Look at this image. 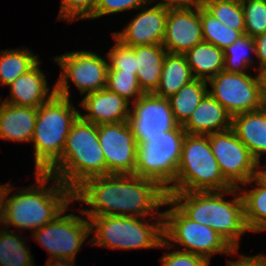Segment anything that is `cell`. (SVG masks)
Instances as JSON below:
<instances>
[{"label": "cell", "mask_w": 266, "mask_h": 266, "mask_svg": "<svg viewBox=\"0 0 266 266\" xmlns=\"http://www.w3.org/2000/svg\"><path fill=\"white\" fill-rule=\"evenodd\" d=\"M160 260L161 266H209L210 264V261L202 256L176 248L172 252H165Z\"/></svg>", "instance_id": "obj_38"}, {"label": "cell", "mask_w": 266, "mask_h": 266, "mask_svg": "<svg viewBox=\"0 0 266 266\" xmlns=\"http://www.w3.org/2000/svg\"><path fill=\"white\" fill-rule=\"evenodd\" d=\"M68 208L32 234L34 240L51 255L48 259L76 260L77 252L91 234L89 219L74 213L66 214Z\"/></svg>", "instance_id": "obj_12"}, {"label": "cell", "mask_w": 266, "mask_h": 266, "mask_svg": "<svg viewBox=\"0 0 266 266\" xmlns=\"http://www.w3.org/2000/svg\"><path fill=\"white\" fill-rule=\"evenodd\" d=\"M76 260L48 259L45 266H76Z\"/></svg>", "instance_id": "obj_43"}, {"label": "cell", "mask_w": 266, "mask_h": 266, "mask_svg": "<svg viewBox=\"0 0 266 266\" xmlns=\"http://www.w3.org/2000/svg\"><path fill=\"white\" fill-rule=\"evenodd\" d=\"M166 198V191L155 181L134 174L93 177L73 191V201L92 208L79 210L88 219L109 215L139 218L149 215L151 219H163L159 208L163 207Z\"/></svg>", "instance_id": "obj_1"}, {"label": "cell", "mask_w": 266, "mask_h": 266, "mask_svg": "<svg viewBox=\"0 0 266 266\" xmlns=\"http://www.w3.org/2000/svg\"><path fill=\"white\" fill-rule=\"evenodd\" d=\"M115 45L107 52L108 70H122V72L136 73L135 47L122 44L114 36Z\"/></svg>", "instance_id": "obj_35"}, {"label": "cell", "mask_w": 266, "mask_h": 266, "mask_svg": "<svg viewBox=\"0 0 266 266\" xmlns=\"http://www.w3.org/2000/svg\"><path fill=\"white\" fill-rule=\"evenodd\" d=\"M203 41L200 5L168 7L162 46L171 54H185Z\"/></svg>", "instance_id": "obj_16"}, {"label": "cell", "mask_w": 266, "mask_h": 266, "mask_svg": "<svg viewBox=\"0 0 266 266\" xmlns=\"http://www.w3.org/2000/svg\"><path fill=\"white\" fill-rule=\"evenodd\" d=\"M208 83L203 79H193L169 98L175 121L183 125L208 93Z\"/></svg>", "instance_id": "obj_27"}, {"label": "cell", "mask_w": 266, "mask_h": 266, "mask_svg": "<svg viewBox=\"0 0 266 266\" xmlns=\"http://www.w3.org/2000/svg\"><path fill=\"white\" fill-rule=\"evenodd\" d=\"M256 183L255 186L252 185ZM251 184V190L247 189ZM246 187L245 191L244 188ZM244 201L245 222L250 232L266 230V180L259 174L239 186Z\"/></svg>", "instance_id": "obj_24"}, {"label": "cell", "mask_w": 266, "mask_h": 266, "mask_svg": "<svg viewBox=\"0 0 266 266\" xmlns=\"http://www.w3.org/2000/svg\"><path fill=\"white\" fill-rule=\"evenodd\" d=\"M259 174L266 180V165L260 164V171Z\"/></svg>", "instance_id": "obj_45"}, {"label": "cell", "mask_w": 266, "mask_h": 266, "mask_svg": "<svg viewBox=\"0 0 266 266\" xmlns=\"http://www.w3.org/2000/svg\"><path fill=\"white\" fill-rule=\"evenodd\" d=\"M137 143L144 141V136L164 135L175 129V121L168 98H161L153 93L143 94L130 105L127 120Z\"/></svg>", "instance_id": "obj_14"}, {"label": "cell", "mask_w": 266, "mask_h": 266, "mask_svg": "<svg viewBox=\"0 0 266 266\" xmlns=\"http://www.w3.org/2000/svg\"><path fill=\"white\" fill-rule=\"evenodd\" d=\"M97 0H61L57 20L74 22L88 19L94 11Z\"/></svg>", "instance_id": "obj_36"}, {"label": "cell", "mask_w": 266, "mask_h": 266, "mask_svg": "<svg viewBox=\"0 0 266 266\" xmlns=\"http://www.w3.org/2000/svg\"><path fill=\"white\" fill-rule=\"evenodd\" d=\"M208 136L221 173L233 187L239 188L252 177L259 175V162L237 138L232 128Z\"/></svg>", "instance_id": "obj_13"}, {"label": "cell", "mask_w": 266, "mask_h": 266, "mask_svg": "<svg viewBox=\"0 0 266 266\" xmlns=\"http://www.w3.org/2000/svg\"><path fill=\"white\" fill-rule=\"evenodd\" d=\"M194 78L208 81L224 70V50L202 41L185 54Z\"/></svg>", "instance_id": "obj_26"}, {"label": "cell", "mask_w": 266, "mask_h": 266, "mask_svg": "<svg viewBox=\"0 0 266 266\" xmlns=\"http://www.w3.org/2000/svg\"><path fill=\"white\" fill-rule=\"evenodd\" d=\"M130 102L107 88L88 93L82 98L80 117L96 125L125 122L130 113Z\"/></svg>", "instance_id": "obj_18"}, {"label": "cell", "mask_w": 266, "mask_h": 266, "mask_svg": "<svg viewBox=\"0 0 266 266\" xmlns=\"http://www.w3.org/2000/svg\"><path fill=\"white\" fill-rule=\"evenodd\" d=\"M39 61L28 72L21 74L8 87L10 96L3 102L16 106L38 108L48 102L55 94V85L50 91L46 76L39 67Z\"/></svg>", "instance_id": "obj_19"}, {"label": "cell", "mask_w": 266, "mask_h": 266, "mask_svg": "<svg viewBox=\"0 0 266 266\" xmlns=\"http://www.w3.org/2000/svg\"><path fill=\"white\" fill-rule=\"evenodd\" d=\"M232 127V116L209 93L205 95L189 119L182 125L188 134L208 135Z\"/></svg>", "instance_id": "obj_20"}, {"label": "cell", "mask_w": 266, "mask_h": 266, "mask_svg": "<svg viewBox=\"0 0 266 266\" xmlns=\"http://www.w3.org/2000/svg\"><path fill=\"white\" fill-rule=\"evenodd\" d=\"M70 98L54 95L37 108L31 142L34 147L33 172H47L62 156L67 136L80 112Z\"/></svg>", "instance_id": "obj_5"}, {"label": "cell", "mask_w": 266, "mask_h": 266, "mask_svg": "<svg viewBox=\"0 0 266 266\" xmlns=\"http://www.w3.org/2000/svg\"><path fill=\"white\" fill-rule=\"evenodd\" d=\"M89 223L90 232H94L88 241L91 245L132 250L160 248L164 240L163 219L150 223L146 218L109 215L91 217Z\"/></svg>", "instance_id": "obj_7"}, {"label": "cell", "mask_w": 266, "mask_h": 266, "mask_svg": "<svg viewBox=\"0 0 266 266\" xmlns=\"http://www.w3.org/2000/svg\"><path fill=\"white\" fill-rule=\"evenodd\" d=\"M32 51L15 48L0 51V85L9 86L21 74L28 72L39 62Z\"/></svg>", "instance_id": "obj_28"}, {"label": "cell", "mask_w": 266, "mask_h": 266, "mask_svg": "<svg viewBox=\"0 0 266 266\" xmlns=\"http://www.w3.org/2000/svg\"><path fill=\"white\" fill-rule=\"evenodd\" d=\"M37 119V108L16 106L0 100V139L31 142Z\"/></svg>", "instance_id": "obj_21"}, {"label": "cell", "mask_w": 266, "mask_h": 266, "mask_svg": "<svg viewBox=\"0 0 266 266\" xmlns=\"http://www.w3.org/2000/svg\"><path fill=\"white\" fill-rule=\"evenodd\" d=\"M186 136L182 125L137 143L134 175L155 181L166 192L173 186Z\"/></svg>", "instance_id": "obj_9"}, {"label": "cell", "mask_w": 266, "mask_h": 266, "mask_svg": "<svg viewBox=\"0 0 266 266\" xmlns=\"http://www.w3.org/2000/svg\"><path fill=\"white\" fill-rule=\"evenodd\" d=\"M245 34L256 37L266 32V0H241Z\"/></svg>", "instance_id": "obj_34"}, {"label": "cell", "mask_w": 266, "mask_h": 266, "mask_svg": "<svg viewBox=\"0 0 266 266\" xmlns=\"http://www.w3.org/2000/svg\"><path fill=\"white\" fill-rule=\"evenodd\" d=\"M232 187L221 173L209 136L186 133L177 176L167 192L222 191Z\"/></svg>", "instance_id": "obj_6"}, {"label": "cell", "mask_w": 266, "mask_h": 266, "mask_svg": "<svg viewBox=\"0 0 266 266\" xmlns=\"http://www.w3.org/2000/svg\"><path fill=\"white\" fill-rule=\"evenodd\" d=\"M106 88L131 103L144 94L138 84L136 73L122 70H108Z\"/></svg>", "instance_id": "obj_33"}, {"label": "cell", "mask_w": 266, "mask_h": 266, "mask_svg": "<svg viewBox=\"0 0 266 266\" xmlns=\"http://www.w3.org/2000/svg\"><path fill=\"white\" fill-rule=\"evenodd\" d=\"M259 76L261 80V87H262V92L264 94V97L266 99V65L262 67L259 71Z\"/></svg>", "instance_id": "obj_44"}, {"label": "cell", "mask_w": 266, "mask_h": 266, "mask_svg": "<svg viewBox=\"0 0 266 266\" xmlns=\"http://www.w3.org/2000/svg\"><path fill=\"white\" fill-rule=\"evenodd\" d=\"M34 175L35 185L17 190L11 197L8 196L14 186L5 184L6 229L12 226L33 233L52 222L69 204L75 202L73 192L52 174L34 172ZM49 181L53 186L48 185Z\"/></svg>", "instance_id": "obj_2"}, {"label": "cell", "mask_w": 266, "mask_h": 266, "mask_svg": "<svg viewBox=\"0 0 266 266\" xmlns=\"http://www.w3.org/2000/svg\"><path fill=\"white\" fill-rule=\"evenodd\" d=\"M226 266H266V254H257L254 256H246L240 254L238 260H227Z\"/></svg>", "instance_id": "obj_39"}, {"label": "cell", "mask_w": 266, "mask_h": 266, "mask_svg": "<svg viewBox=\"0 0 266 266\" xmlns=\"http://www.w3.org/2000/svg\"><path fill=\"white\" fill-rule=\"evenodd\" d=\"M149 0H97L93 14L88 19H97L109 14L122 13L128 10H137Z\"/></svg>", "instance_id": "obj_37"}, {"label": "cell", "mask_w": 266, "mask_h": 266, "mask_svg": "<svg viewBox=\"0 0 266 266\" xmlns=\"http://www.w3.org/2000/svg\"><path fill=\"white\" fill-rule=\"evenodd\" d=\"M194 78L184 54L167 53L163 62L159 85L153 93L161 98H170Z\"/></svg>", "instance_id": "obj_25"}, {"label": "cell", "mask_w": 266, "mask_h": 266, "mask_svg": "<svg viewBox=\"0 0 266 266\" xmlns=\"http://www.w3.org/2000/svg\"><path fill=\"white\" fill-rule=\"evenodd\" d=\"M200 19L202 23L203 41L211 43L219 49H226L245 34V31L228 28L222 24L202 5H200Z\"/></svg>", "instance_id": "obj_30"}, {"label": "cell", "mask_w": 266, "mask_h": 266, "mask_svg": "<svg viewBox=\"0 0 266 266\" xmlns=\"http://www.w3.org/2000/svg\"><path fill=\"white\" fill-rule=\"evenodd\" d=\"M255 42V56L259 65L256 71L260 70L266 65V32L254 37Z\"/></svg>", "instance_id": "obj_40"}, {"label": "cell", "mask_w": 266, "mask_h": 266, "mask_svg": "<svg viewBox=\"0 0 266 266\" xmlns=\"http://www.w3.org/2000/svg\"><path fill=\"white\" fill-rule=\"evenodd\" d=\"M17 229L0 231V265L1 266H35L33 255L27 248L25 239L17 234Z\"/></svg>", "instance_id": "obj_29"}, {"label": "cell", "mask_w": 266, "mask_h": 266, "mask_svg": "<svg viewBox=\"0 0 266 266\" xmlns=\"http://www.w3.org/2000/svg\"><path fill=\"white\" fill-rule=\"evenodd\" d=\"M254 54V38L244 34L231 46L224 49V71L230 73H247L246 71L250 65L253 66L255 63L251 58V56L255 57Z\"/></svg>", "instance_id": "obj_31"}, {"label": "cell", "mask_w": 266, "mask_h": 266, "mask_svg": "<svg viewBox=\"0 0 266 266\" xmlns=\"http://www.w3.org/2000/svg\"><path fill=\"white\" fill-rule=\"evenodd\" d=\"M107 174H134L137 142L127 121L98 125Z\"/></svg>", "instance_id": "obj_15"}, {"label": "cell", "mask_w": 266, "mask_h": 266, "mask_svg": "<svg viewBox=\"0 0 266 266\" xmlns=\"http://www.w3.org/2000/svg\"><path fill=\"white\" fill-rule=\"evenodd\" d=\"M202 6L228 28L245 31L241 0H202Z\"/></svg>", "instance_id": "obj_32"}, {"label": "cell", "mask_w": 266, "mask_h": 266, "mask_svg": "<svg viewBox=\"0 0 266 266\" xmlns=\"http://www.w3.org/2000/svg\"><path fill=\"white\" fill-rule=\"evenodd\" d=\"M233 131L261 164L266 153V105L255 111H248L232 117Z\"/></svg>", "instance_id": "obj_22"}, {"label": "cell", "mask_w": 266, "mask_h": 266, "mask_svg": "<svg viewBox=\"0 0 266 266\" xmlns=\"http://www.w3.org/2000/svg\"><path fill=\"white\" fill-rule=\"evenodd\" d=\"M61 68L55 83L56 95L70 98L69 80L81 95L106 88L108 61L92 51H71L53 58Z\"/></svg>", "instance_id": "obj_10"}, {"label": "cell", "mask_w": 266, "mask_h": 266, "mask_svg": "<svg viewBox=\"0 0 266 266\" xmlns=\"http://www.w3.org/2000/svg\"><path fill=\"white\" fill-rule=\"evenodd\" d=\"M151 4L153 2L149 1L143 5L140 8L142 12L135 15L122 31H114L112 35L129 47L162 44L168 6L159 3Z\"/></svg>", "instance_id": "obj_17"}, {"label": "cell", "mask_w": 266, "mask_h": 266, "mask_svg": "<svg viewBox=\"0 0 266 266\" xmlns=\"http://www.w3.org/2000/svg\"><path fill=\"white\" fill-rule=\"evenodd\" d=\"M155 4L156 0H149ZM159 4L168 7H178V6H197L202 5V0H162L158 2Z\"/></svg>", "instance_id": "obj_41"}, {"label": "cell", "mask_w": 266, "mask_h": 266, "mask_svg": "<svg viewBox=\"0 0 266 266\" xmlns=\"http://www.w3.org/2000/svg\"><path fill=\"white\" fill-rule=\"evenodd\" d=\"M167 53L162 44L135 46L136 77L144 94L156 91Z\"/></svg>", "instance_id": "obj_23"}, {"label": "cell", "mask_w": 266, "mask_h": 266, "mask_svg": "<svg viewBox=\"0 0 266 266\" xmlns=\"http://www.w3.org/2000/svg\"><path fill=\"white\" fill-rule=\"evenodd\" d=\"M167 197L191 220L211 227L238 250L240 238L249 232L239 188L222 191L166 192ZM232 195L233 200L223 196Z\"/></svg>", "instance_id": "obj_3"}, {"label": "cell", "mask_w": 266, "mask_h": 266, "mask_svg": "<svg viewBox=\"0 0 266 266\" xmlns=\"http://www.w3.org/2000/svg\"><path fill=\"white\" fill-rule=\"evenodd\" d=\"M0 231L6 229V216H5V184L0 185Z\"/></svg>", "instance_id": "obj_42"}, {"label": "cell", "mask_w": 266, "mask_h": 266, "mask_svg": "<svg viewBox=\"0 0 266 266\" xmlns=\"http://www.w3.org/2000/svg\"><path fill=\"white\" fill-rule=\"evenodd\" d=\"M72 192L87 179L107 175L98 125L80 116L72 124L61 158L47 171Z\"/></svg>", "instance_id": "obj_4"}, {"label": "cell", "mask_w": 266, "mask_h": 266, "mask_svg": "<svg viewBox=\"0 0 266 266\" xmlns=\"http://www.w3.org/2000/svg\"><path fill=\"white\" fill-rule=\"evenodd\" d=\"M163 206L171 208L162 212L164 240L160 247L172 248L177 243L184 247L181 251L202 256L209 261L215 254H238V250H234L214 229L188 218L168 197Z\"/></svg>", "instance_id": "obj_8"}, {"label": "cell", "mask_w": 266, "mask_h": 266, "mask_svg": "<svg viewBox=\"0 0 266 266\" xmlns=\"http://www.w3.org/2000/svg\"><path fill=\"white\" fill-rule=\"evenodd\" d=\"M255 75L257 76L253 77L248 73H230L223 70L207 81L211 87L208 93L232 117L255 111L266 105L259 73Z\"/></svg>", "instance_id": "obj_11"}]
</instances>
